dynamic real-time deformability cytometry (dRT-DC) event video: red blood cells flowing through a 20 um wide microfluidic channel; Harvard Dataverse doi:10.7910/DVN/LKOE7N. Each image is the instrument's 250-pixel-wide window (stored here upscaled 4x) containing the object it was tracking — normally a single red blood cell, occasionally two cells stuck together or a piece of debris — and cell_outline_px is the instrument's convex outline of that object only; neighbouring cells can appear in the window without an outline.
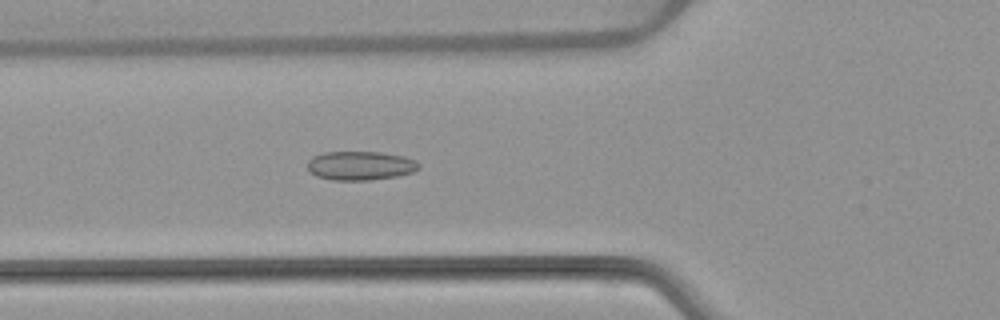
{"species": "common noctule bat (a hibernating species)", "species_latin": "Nyctalus noctula", "temperature_condition": "warm", "stored_images_in_passage": 50, "camera_frame_rate_fps": 3000, "um_per_image_px": 0.085, "animal": {"sex": "female", "body_mass_g": 22.7, "forearm_length_mm": 54.2}, "frame": {"image": 1, "passage_image": 16, "time_ms": 5.0, "image_size_px": [1000, 320], "cell_outline_px": [[420, 168], [412, 172], [396, 176], [372, 180], [332, 180], [316, 176], [308, 172], [308, 160], [312, 156], [324, 152], [380, 152], [404, 156], [416, 160], [420, 164]], "centroid_in_image_um": [30.62, 14.08], "position_along_channel_um": 95.2, "area_um2": 18.96}}
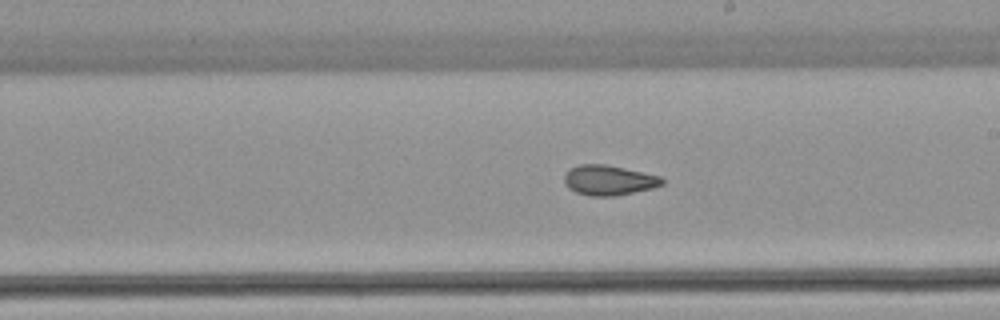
{"frame": {"image": 2, "passage_image": 27, "time_ms": 8.667, "image_size_px": [1000, 320], "cell_outline_px": [[664, 184], [652, 188], [616, 196], [592, 196], [576, 192], [568, 188], [564, 180], [564, 172], [568, 168], [580, 164], [608, 164], [660, 176], [664, 180]], "centroid_in_image_um": [51.72, 15.3], "position_along_channel_um": 237.3, "area_um2": 17.28}}
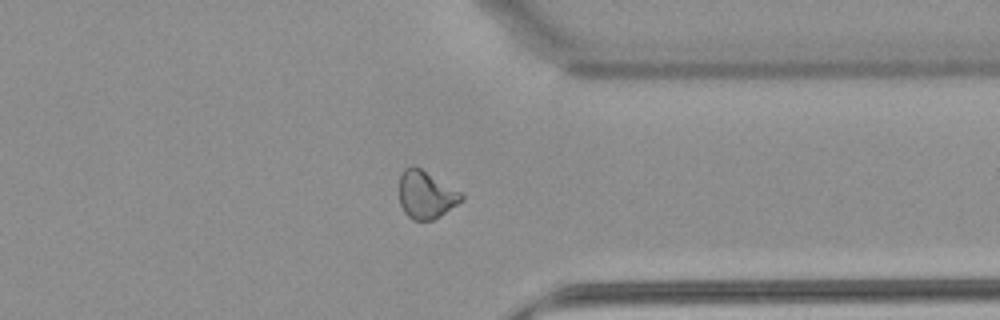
{"frame": {"image": 3, "passage_image": 38, "time_ms": 12.333, "image_size_px": [1000, 320], "cell_outline_px": [[464, 200], [440, 216], [432, 220], [412, 220], [404, 212], [400, 204], [400, 172], [404, 168], [412, 164], [420, 168], [460, 192], [464, 196]], "centroid_in_image_um": [36.19, 16.55], "position_along_channel_um": 375.2, "area_um2": 17.22}, "authors_computed_cell_mechanics": {"area_um2": 17.9469, "velocity_mm_per_s": 3.8672, "shape_relaxation_time_tau1_ms": null, "shape_relaxation_time_tau2_ms": 2.3712, "deformation_change_tau1": null, "deformation_change_tau2": 0.0762}}